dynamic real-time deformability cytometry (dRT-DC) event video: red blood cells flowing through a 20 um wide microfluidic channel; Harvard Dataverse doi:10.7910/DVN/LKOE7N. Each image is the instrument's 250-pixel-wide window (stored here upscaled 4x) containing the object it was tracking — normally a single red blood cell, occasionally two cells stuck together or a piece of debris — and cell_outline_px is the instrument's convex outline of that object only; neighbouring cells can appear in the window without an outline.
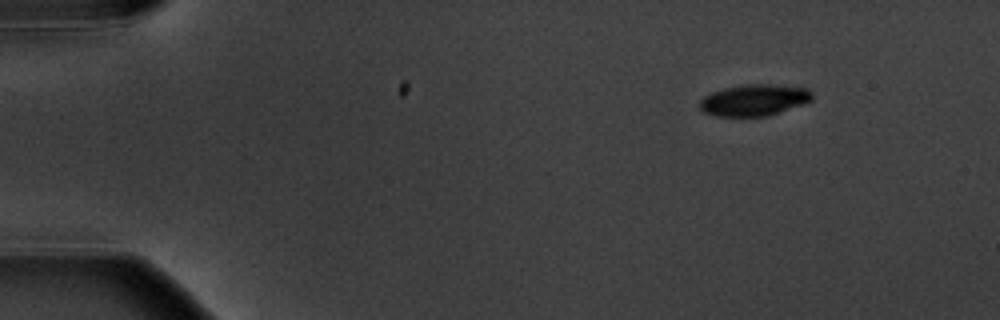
{"species": "common noctule bat (a hibernating species)", "species_latin": "Nyctalus noctula", "temperature_condition": "warm", "stored_images_in_passage": 3, "segment_of_instrument_passage": [2, 2], "camera_frame_rate_fps": 3000, "um_per_image_px": 0.085, "animal": {"sex": "male", "body_mass_g": 20.1, "forearm_length_mm": 53.5}, "frame": {"image": 1, "passage_image": 3, "time_ms": 3.0, "image_size_px": [1000, 320], "cell_outline_px": [[812, 100], [804, 104], [768, 116], [712, 116], [704, 112], [700, 108], [700, 100], [704, 96], [712, 92], [724, 88], [748, 84], [768, 84], [808, 88], [812, 92]], "centroid_in_image_um": [64.11, 8.51], "position_along_channel_um": 20.9, "area_um2": 20.63}}